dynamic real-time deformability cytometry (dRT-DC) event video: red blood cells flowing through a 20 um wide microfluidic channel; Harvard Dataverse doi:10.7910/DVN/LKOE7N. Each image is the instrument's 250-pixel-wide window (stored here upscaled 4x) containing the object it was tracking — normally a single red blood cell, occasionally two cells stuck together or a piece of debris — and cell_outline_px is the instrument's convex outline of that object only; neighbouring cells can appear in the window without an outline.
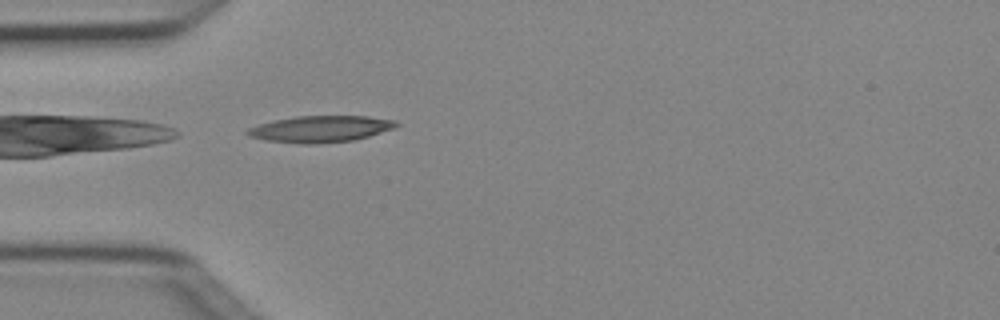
{"species": "Egyptian fruit bat (a non-hibernating species)", "species_latin": "Rousettus aegyptiacus", "temperature_condition": "cold", "stored_images_in_passage": 4, "camera_frame_rate_fps": 3000, "um_per_image_px": 0.085, "animal": {"sex": "female"}, "frame": {"image": 1, "passage_image": 4, "time_ms": 1.0, "image_size_px": [1000, 320], "cell_outline_px": [[400, 124], [396, 128], [368, 136], [352, 140], [316, 144], [304, 144], [264, 140], [248, 136], [244, 132], [248, 128], [260, 124], [276, 120], [296, 116], [368, 116], [396, 120]], "centroid_in_image_um": [27.26, 10.96], "position_along_channel_um": 57.7, "area_um2": 23.0}}